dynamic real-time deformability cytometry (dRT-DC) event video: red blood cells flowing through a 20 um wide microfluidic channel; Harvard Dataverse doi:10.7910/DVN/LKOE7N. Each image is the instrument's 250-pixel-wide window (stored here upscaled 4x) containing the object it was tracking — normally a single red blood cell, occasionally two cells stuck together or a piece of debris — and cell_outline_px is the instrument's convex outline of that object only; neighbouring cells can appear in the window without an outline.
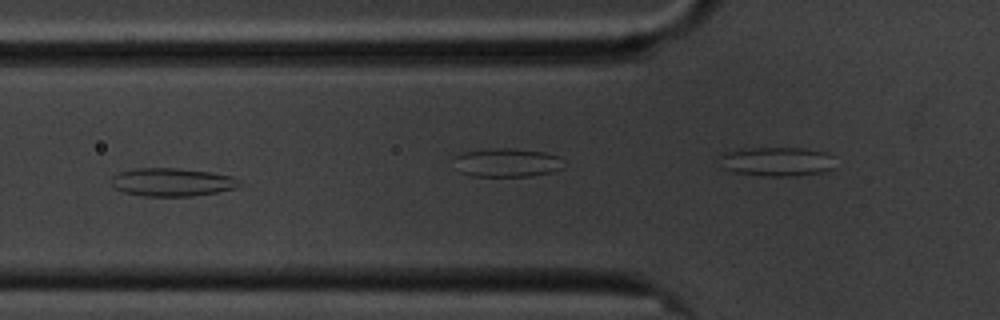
{"species": "common noctule bat (a hibernating species)", "species_latin": "Nyctalus noctula", "temperature_condition": "cold", "stored_images_in_passage": 46, "camera_frame_rate_fps": 3000, "um_per_image_px": 0.085, "animal": {"sex": "male", "body_mass_g": 20.1, "forearm_length_mm": 53.5}, "frame": {"image": 1, "passage_image": 13, "time_ms": 4.0, "image_size_px": [1000, 320], "cell_outline_px": [[244, 184], [236, 188], [216, 192], [192, 196], [144, 196], [124, 192], [116, 188], [112, 184], [112, 176], [120, 172], [132, 168], [176, 168], [208, 172], [232, 176]], "centroid_in_image_um": [14.63, 15.48], "position_along_channel_um": 111.2, "area_um2": 20.92}}
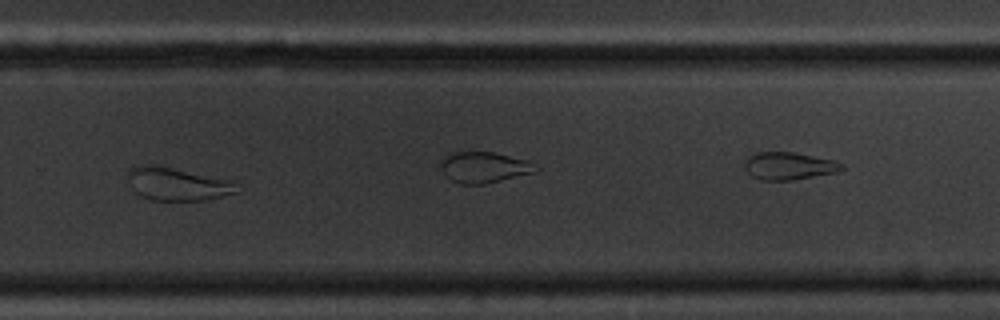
{"frame": {"image": 2, "passage_image": 31, "time_ms": 10.0, "image_size_px": [1000, 320], "cell_outline_px": [[240, 192], [204, 200], [152, 200], [140, 196], [132, 188], [128, 176], [128, 168], [140, 164], [152, 164], [172, 168], [228, 180]], "centroid_in_image_um": [14.99, 15.64], "position_along_channel_um": 314.8, "area_um2": 20.52}}
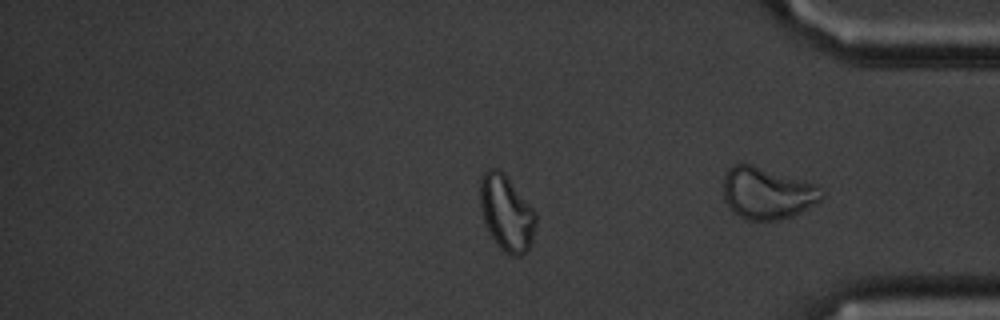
{"frame": {"image": 3, "passage_image": 36, "time_ms": 11.667, "image_size_px": [1000, 320], "cell_outline_px": [[536, 224], [532, 240], [528, 248], [520, 256], [512, 256], [500, 248], [484, 224], [480, 208], [480, 176], [488, 168], [500, 168], [504, 172], [536, 212]], "centroid_in_image_um": [43.03, 18.06], "position_along_channel_um": 392.2, "area_um2": 24.68}, "authors_computed_cell_mechanics": {"area_um2": 22.2819, "velocity_mm_per_s": 3.3977, "shape_relaxation_time_tau1_ms": null, "shape_relaxation_time_tau2_ms": 2.4602, "deformation_change_tau1": null, "deformation_change_tau2": 0.0953}}